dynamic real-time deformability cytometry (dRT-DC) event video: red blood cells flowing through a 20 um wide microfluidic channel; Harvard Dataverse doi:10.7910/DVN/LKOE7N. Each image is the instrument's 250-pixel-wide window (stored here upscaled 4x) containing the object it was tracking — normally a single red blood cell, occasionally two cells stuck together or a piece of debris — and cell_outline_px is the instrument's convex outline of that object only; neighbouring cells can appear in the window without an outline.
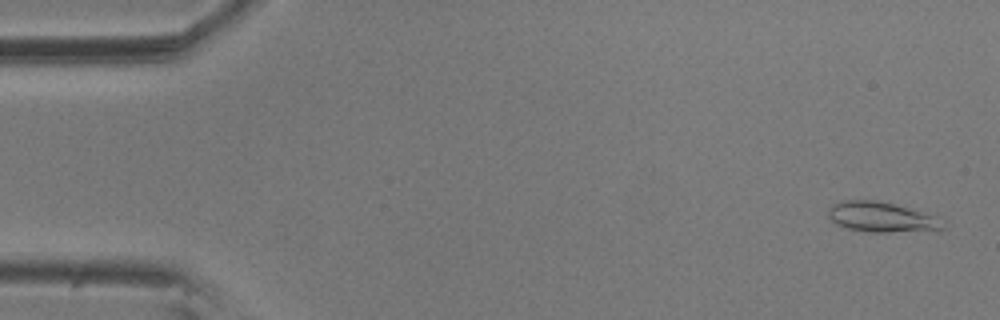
{"species": "common noctule bat (a hibernating species)", "species_latin": "Nyctalus noctula", "temperature_condition": "room temperature", "stored_images_in_passage": 5, "camera_frame_rate_fps": 3000, "um_per_image_px": 0.085, "animal": {"sex": "male", "body_mass_g": 20.5, "forearm_length_mm": 52.5}, "frame": {"image": 1, "passage_image": 1, "time_ms": 0.0, "image_size_px": [1000, 320], "cell_outline_px": [[944, 228], [888, 232], [872, 232], [848, 228], [836, 224], [828, 216], [828, 208], [832, 204], [844, 200], [876, 200], [892, 204], [920, 212], [932, 216]], "centroid_in_image_um": [74.74, 18.43], "position_along_channel_um": 10.3, "area_um2": 19.13}}
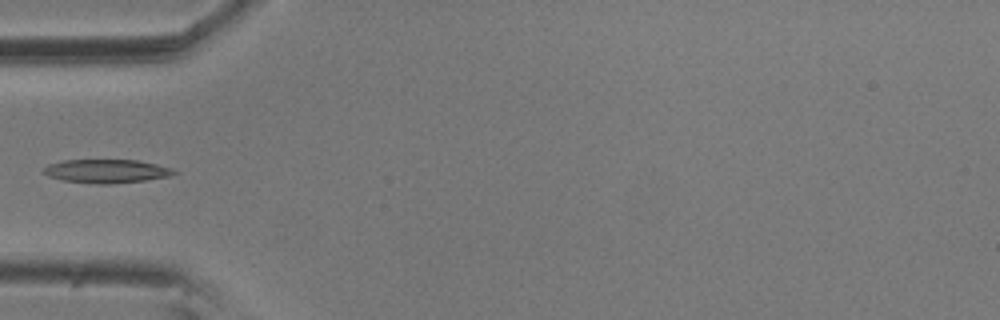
{"frame": {"image": 2, "passage_image": 5, "time_ms": 1.333, "image_size_px": [1000, 320], "cell_outline_px": [[176, 172], [168, 176], [144, 180], [112, 184], [96, 184], [64, 180], [48, 176], [40, 172], [48, 164], [64, 160], [136, 160], [156, 164], [172, 168]], "centroid_in_image_um": [8.99, 14.54], "position_along_channel_um": 76.0, "area_um2": 17.8}}